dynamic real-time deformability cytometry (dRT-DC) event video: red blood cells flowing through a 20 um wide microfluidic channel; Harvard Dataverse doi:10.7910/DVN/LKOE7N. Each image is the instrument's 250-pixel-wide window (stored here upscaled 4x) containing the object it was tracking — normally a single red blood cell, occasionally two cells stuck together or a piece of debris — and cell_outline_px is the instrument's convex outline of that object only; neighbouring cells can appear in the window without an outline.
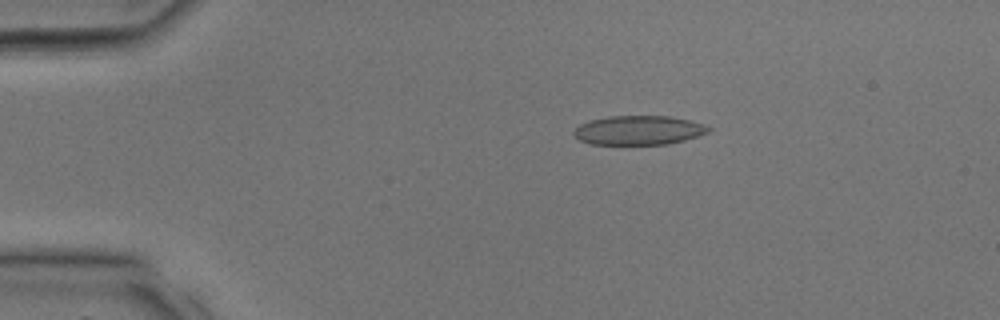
{"species": "common noctule bat (a hibernating species)", "species_latin": "Nyctalus noctula", "temperature_condition": "room temperature", "stored_images_in_passage": 12, "camera_frame_rate_fps": 3000, "um_per_image_px": 0.085, "animal": {"sex": "male", "body_mass_g": 17.9, "forearm_length_mm": 54.2}, "frame": {"image": 1, "passage_image": 6, "time_ms": 1.667, "image_size_px": [1000, 320], "cell_outline_px": [[712, 128], [708, 132], [684, 140], [668, 144], [592, 144], [580, 140], [572, 132], [580, 124], [592, 120], [608, 116], [668, 116], [688, 120], [704, 124]], "centroid_in_image_um": [54.29, 11.07], "position_along_channel_um": 30.7, "area_um2": 22.66}}
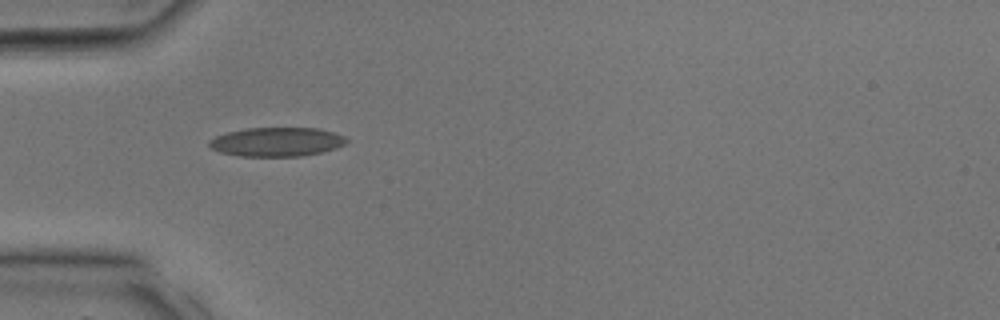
{"frame": {"image": 2, "passage_image": 10, "time_ms": 3.0, "image_size_px": [1000, 320], "cell_outline_px": [[348, 144], [324, 152], [300, 156], [240, 156], [220, 152], [212, 148], [208, 144], [208, 140], [216, 136], [228, 132], [248, 128], [316, 128], [332, 132], [344, 136], [348, 140]], "centroid_in_image_um": [23.55, 12.06], "position_along_channel_um": 61.5, "area_um2": 23.24}}
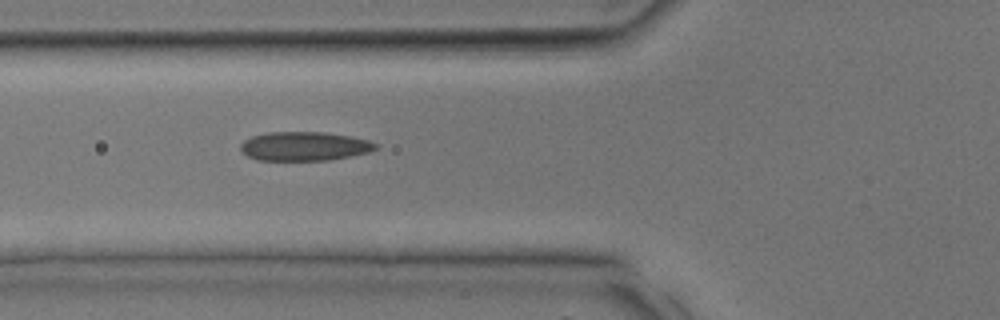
{"frame": {"image": 3, "passage_image": 12, "time_ms": 3.667, "image_size_px": [1000, 320], "cell_outline_px": [[380, 148], [368, 152], [352, 156], [328, 160], [256, 160], [248, 156], [240, 148], [240, 144], [244, 140], [252, 136], [268, 132], [324, 132], [352, 136], [368, 140], [380, 144]], "centroid_in_image_um": [25.92, 12.43], "position_along_channel_um": 99.9, "area_um2": 23.0}}